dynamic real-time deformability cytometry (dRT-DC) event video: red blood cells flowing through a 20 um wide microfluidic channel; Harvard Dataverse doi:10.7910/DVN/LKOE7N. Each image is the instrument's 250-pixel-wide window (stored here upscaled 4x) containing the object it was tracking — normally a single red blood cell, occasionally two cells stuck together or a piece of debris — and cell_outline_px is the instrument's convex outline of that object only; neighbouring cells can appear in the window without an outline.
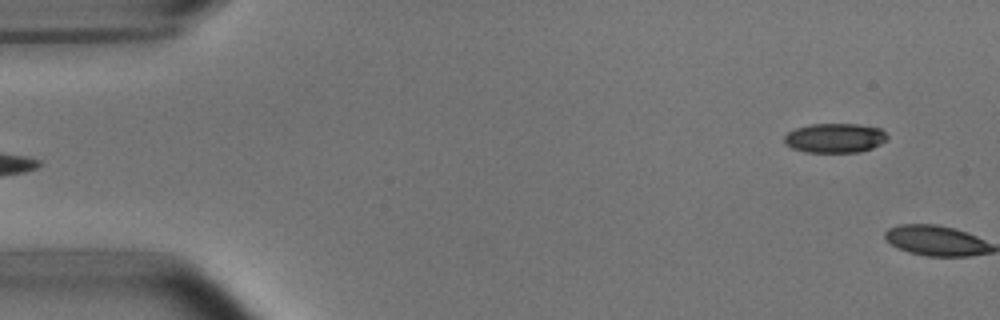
{"species": "common noctule bat (a hibernating species)", "species_latin": "Nyctalus noctula", "temperature_condition": "room temperature", "stored_images_in_passage": 4, "camera_frame_rate_fps": 3000, "um_per_image_px": 0.085, "animal": {"sex": "male", "body_mass_g": 15.6}, "frame": {"image": 1, "passage_image": 4, "time_ms": 3.333, "image_size_px": [1000, 320], "cell_outline_px": [[888, 140], [872, 148], [860, 152], [804, 152], [792, 148], [784, 144], [784, 136], [788, 132], [796, 128], [812, 124], [860, 124], [880, 128], [888, 136]], "centroid_in_image_um": [70.97, 11.73], "position_along_channel_um": 14.0, "area_um2": 17.8}}